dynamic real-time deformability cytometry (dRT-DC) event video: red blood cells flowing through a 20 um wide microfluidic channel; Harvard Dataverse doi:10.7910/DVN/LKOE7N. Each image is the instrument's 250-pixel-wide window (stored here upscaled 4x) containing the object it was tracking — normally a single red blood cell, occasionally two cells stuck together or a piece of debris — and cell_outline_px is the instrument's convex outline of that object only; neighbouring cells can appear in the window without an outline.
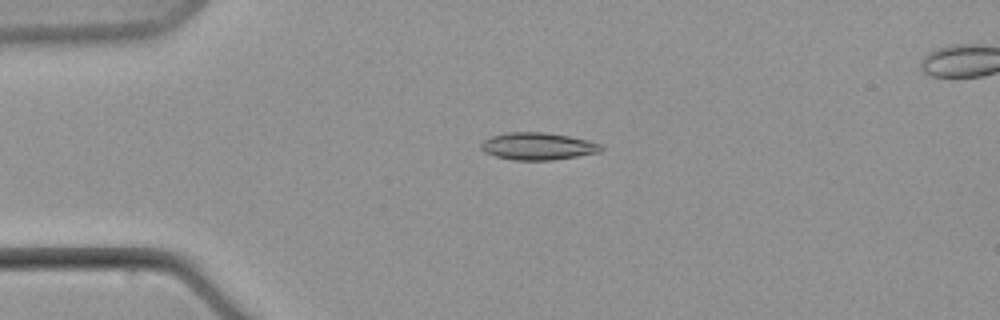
{"species": "common noctule bat (a hibernating species)", "species_latin": "Nyctalus noctula", "temperature_condition": "warm", "stored_images_in_passage": 6, "camera_frame_rate_fps": 3000, "um_per_image_px": 0.085, "animal": {"sex": "male", "body_mass_g": 21.5, "forearm_length_mm": 52.0}, "frame": {"image": 1, "passage_image": 4, "time_ms": 5.333, "image_size_px": [1000, 320], "cell_outline_px": [[604, 148], [600, 152], [552, 160], [512, 160], [496, 156], [484, 152], [480, 148], [480, 144], [484, 140], [492, 136], [508, 132], [544, 132], [568, 136], [588, 140], [600, 144]], "centroid_in_image_um": [45.7, 12.43], "position_along_channel_um": 39.3, "area_um2": 19.02}}
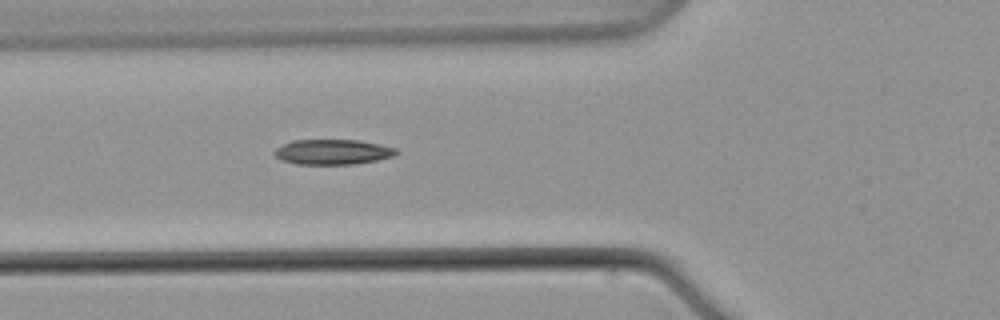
{"frame": {"image": 2, "passage_image": 6, "time_ms": 8.667, "image_size_px": [1000, 320], "cell_outline_px": [[400, 152], [392, 156], [376, 160], [352, 164], [296, 164], [280, 160], [272, 152], [276, 148], [292, 140], [360, 140], [380, 144], [396, 148]], "centroid_in_image_um": [28.26, 12.91], "position_along_channel_um": 97.5, "area_um2": 17.86}}